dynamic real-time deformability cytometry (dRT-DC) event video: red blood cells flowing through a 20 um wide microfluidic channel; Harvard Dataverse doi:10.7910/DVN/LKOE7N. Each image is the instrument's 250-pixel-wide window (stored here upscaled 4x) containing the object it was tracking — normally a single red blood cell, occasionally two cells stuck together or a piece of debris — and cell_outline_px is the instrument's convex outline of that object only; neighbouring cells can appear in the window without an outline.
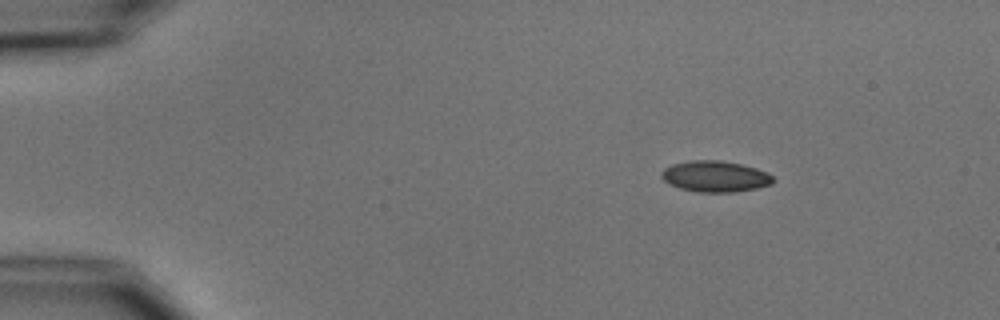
{"species": "common noctule bat (a hibernating species)", "species_latin": "Nyctalus noctula", "temperature_condition": "cold", "stored_images_in_passage": 6, "camera_frame_rate_fps": 3000, "um_per_image_px": 0.085, "animal": {"sex": "male", "body_mass_g": 15.6}, "frame": {"image": 1, "passage_image": 2, "time_ms": 1.0, "image_size_px": [1000, 320], "cell_outline_px": [[776, 180], [772, 184], [756, 188], [736, 192], [700, 192], [680, 188], [668, 184], [660, 176], [660, 172], [664, 168], [672, 164], [692, 160], [720, 160], [740, 164], [756, 168], [772, 176]], "centroid_in_image_um": [60.77, 14.99], "position_along_channel_um": 24.2, "area_um2": 20.23}}
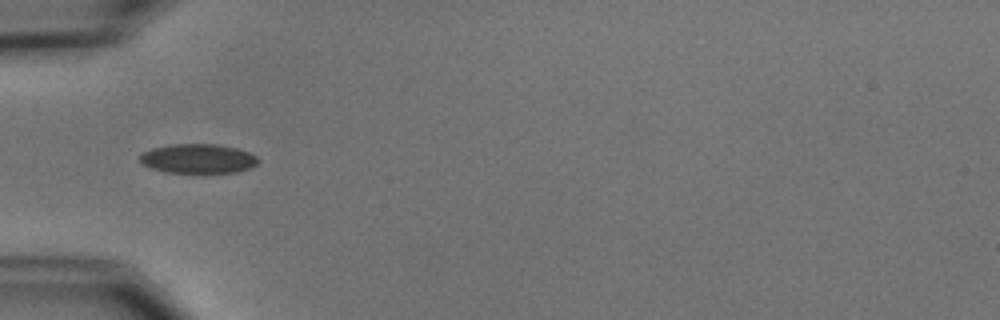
{"frame": {"image": 2, "passage_image": 4, "time_ms": 4.333, "image_size_px": [1000, 320], "cell_outline_px": [[260, 160], [252, 168], [236, 172], [164, 172], [140, 164], [140, 156], [144, 152], [152, 148], [172, 144], [216, 144], [236, 148], [248, 152], [256, 156]], "centroid_in_image_um": [16.84, 13.48], "position_along_channel_um": 68.2, "area_um2": 20.17}}
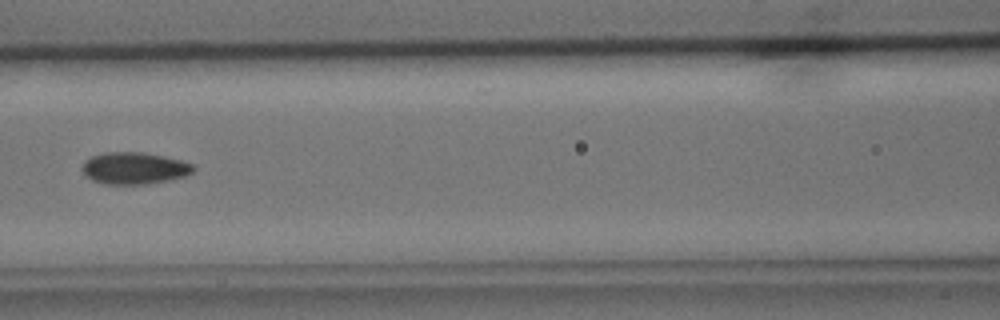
{"frame": {"image": 3, "passage_image": 6, "time_ms": 6.667, "image_size_px": [1000, 320], "cell_outline_px": [[196, 168], [192, 172], [184, 176], [168, 180], [148, 184], [104, 184], [92, 180], [80, 168], [84, 160], [92, 156], [104, 152], [140, 152], [180, 160], [192, 164]], "centroid_in_image_um": [11.38, 14.3], "position_along_channel_um": 155.2, "area_um2": 20.52}}